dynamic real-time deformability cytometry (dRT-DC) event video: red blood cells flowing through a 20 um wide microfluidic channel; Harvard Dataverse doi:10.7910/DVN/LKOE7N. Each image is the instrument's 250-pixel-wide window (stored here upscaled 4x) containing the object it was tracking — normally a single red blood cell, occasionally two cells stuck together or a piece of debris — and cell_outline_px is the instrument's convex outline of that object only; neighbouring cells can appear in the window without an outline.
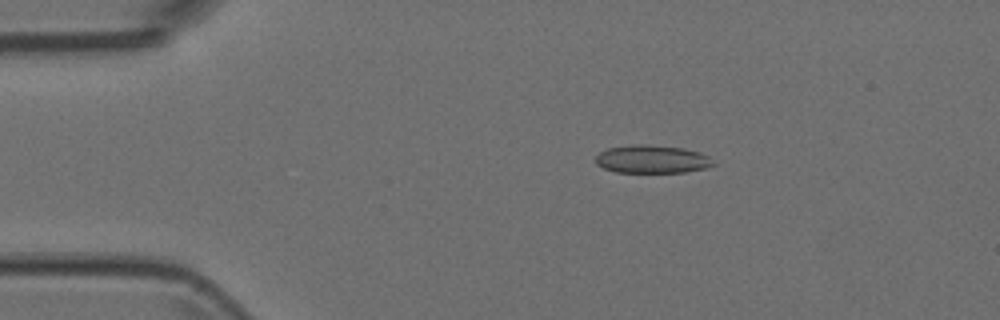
{"species": "Egyptian fruit bat (a non-hibernating species)", "species_latin": "Rousettus aegyptiacus", "temperature_condition": "room temperature", "stored_images_in_passage": 5, "camera_frame_rate_fps": 3000, "um_per_image_px": 0.085, "animal": {"sex": "female"}, "frame": {"image": 1, "passage_image": 3, "time_ms": 0.667, "image_size_px": [1000, 320], "cell_outline_px": [[716, 164], [704, 168], [684, 172], [616, 172], [604, 168], [596, 164], [596, 156], [600, 152], [608, 148], [632, 144], [644, 144], [684, 148], [700, 152], [708, 156]], "centroid_in_image_um": [55.42, 13.52], "position_along_channel_um": 29.6, "area_um2": 19.19}}